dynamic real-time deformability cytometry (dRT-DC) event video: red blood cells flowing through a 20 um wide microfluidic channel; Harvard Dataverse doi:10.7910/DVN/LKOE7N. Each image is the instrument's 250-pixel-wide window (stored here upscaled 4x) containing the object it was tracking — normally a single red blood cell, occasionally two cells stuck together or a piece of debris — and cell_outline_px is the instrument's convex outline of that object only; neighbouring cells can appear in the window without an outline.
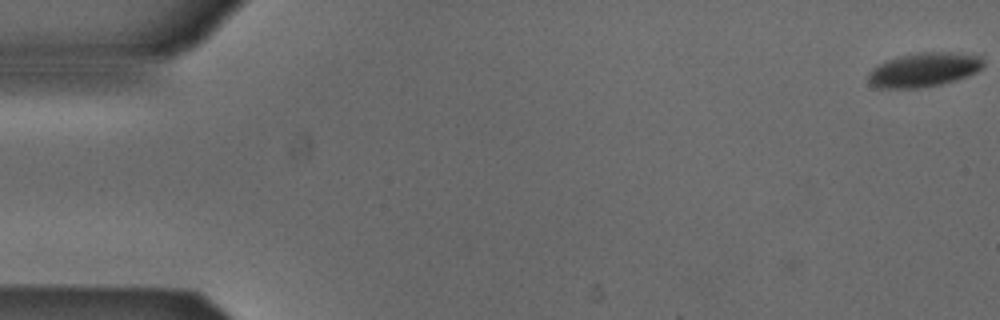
{"species": "Egyptian fruit bat (a non-hibernating species)", "species_latin": "Rousettus aegyptiacus", "temperature_condition": "cold", "stored_images_in_passage": 6, "camera_frame_rate_fps": 3000, "um_per_image_px": 0.085, "animal": {"sex": "male"}, "frame": {"image": 1, "passage_image": 1, "time_ms": 0.0, "image_size_px": [1000, 320], "cell_outline_px": [[984, 64], [976, 72], [968, 76], [956, 80], [940, 84], [920, 88], [876, 88], [868, 80], [868, 72], [876, 64], [884, 60], [916, 52], [952, 52], [980, 56], [984, 60]], "centroid_in_image_um": [78.49, 5.92], "position_along_channel_um": 6.5, "area_um2": 23.12}}
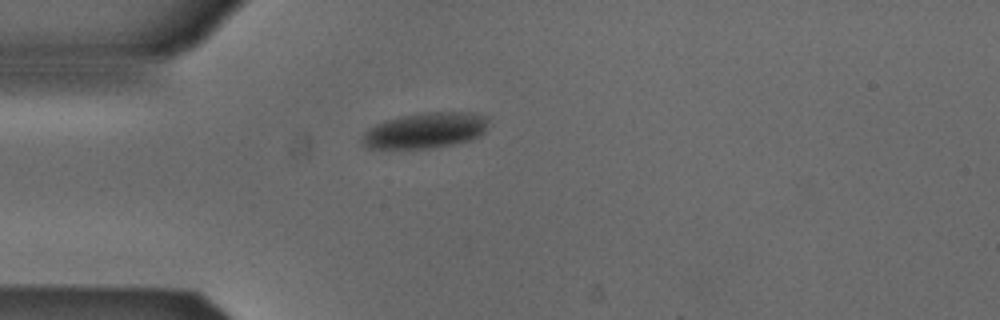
{"frame": {"image": 2, "passage_image": 5, "time_ms": 1.333, "image_size_px": [1000, 320], "cell_outline_px": [[488, 120], [484, 132], [480, 136], [468, 140], [452, 144], [428, 148], [368, 148], [360, 144], [360, 136], [368, 128], [384, 120], [400, 116], [424, 112], [472, 112], [488, 116]], "centroid_in_image_um": [36.1, 11.07], "position_along_channel_um": 48.9, "area_um2": 26.41}}